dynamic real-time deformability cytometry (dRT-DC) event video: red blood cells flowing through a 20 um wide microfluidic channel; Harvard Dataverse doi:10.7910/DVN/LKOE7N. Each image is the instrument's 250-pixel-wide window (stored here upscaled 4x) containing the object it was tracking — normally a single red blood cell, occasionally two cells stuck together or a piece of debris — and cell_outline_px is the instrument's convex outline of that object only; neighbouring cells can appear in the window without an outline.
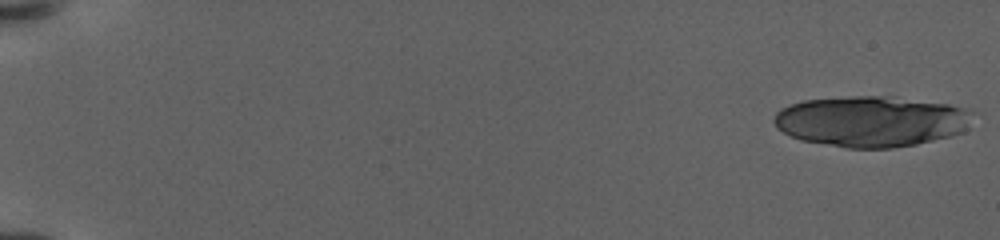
{"species": "human", "species_latin": "Homo sapiens", "temperature_condition": "warm", "stored_images_in_passage": 18, "camera_frame_rate_fps": 3000, "um_per_image_px": 0.085, "donor": {"sex": "female"}, "frame": {"image": 1, "passage_image": 1, "time_ms": 0.0, "image_size_px": [1000, 240], "cell_outline_px": [[972, 112], [968, 128], [964, 132], [952, 136], [916, 144], [892, 148], [848, 148], [800, 140], [776, 128], [772, 120], [776, 112], [780, 108], [804, 100], [848, 96], [892, 96], [948, 104], [972, 108]], "centroid_in_image_um": [74.08, 10.31], "position_along_channel_um": 10.9, "area_um2": 59.3}}